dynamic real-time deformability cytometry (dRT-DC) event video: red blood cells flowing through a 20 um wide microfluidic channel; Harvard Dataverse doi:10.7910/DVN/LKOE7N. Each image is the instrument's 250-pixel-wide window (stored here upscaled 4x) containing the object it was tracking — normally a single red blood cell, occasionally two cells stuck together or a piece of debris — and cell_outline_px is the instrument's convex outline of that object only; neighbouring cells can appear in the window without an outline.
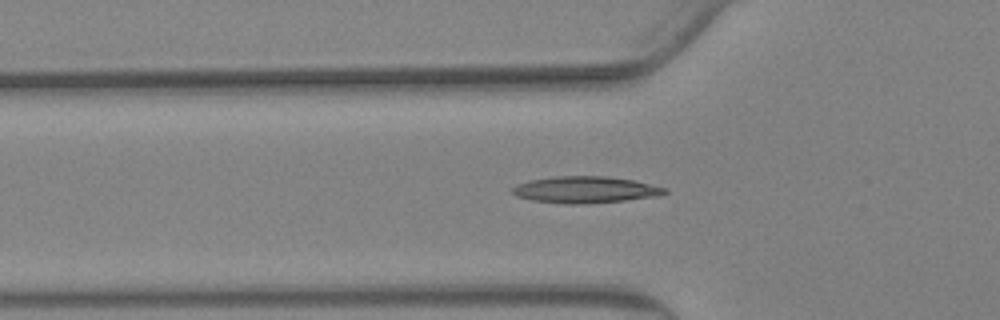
{"species": "Egyptian fruit bat (a non-hibernating species)", "species_latin": "Rousettus aegyptiacus", "temperature_condition": "warm", "stored_images_in_passage": 55, "camera_frame_rate_fps": 3000, "um_per_image_px": 0.085, "animal": {"sex": "female"}, "frame": {"image": 1, "passage_image": 19, "time_ms": 6.0, "image_size_px": [1000, 320], "cell_outline_px": [[668, 192], [656, 196], [624, 200], [584, 204], [564, 204], [532, 200], [516, 196], [512, 192], [512, 188], [516, 184], [528, 180], [556, 176], [608, 176], [632, 180], [668, 188]], "centroid_in_image_um": [49.72, 16.12], "position_along_channel_um": 76.1, "area_um2": 23.64}}
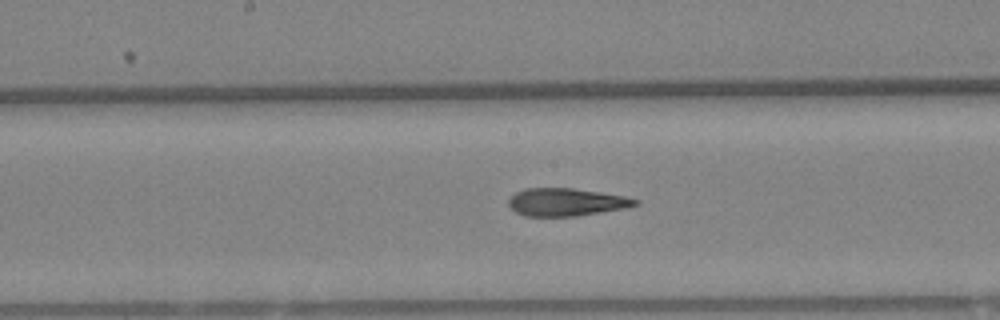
{"frame": {"image": 2, "passage_image": 29, "time_ms": 9.333, "image_size_px": [1000, 320], "cell_outline_px": [[640, 204], [624, 208], [576, 216], [524, 216], [516, 212], [508, 204], [508, 200], [516, 192], [524, 188], [572, 188], [600, 192], [624, 196], [640, 200]], "centroid_in_image_um": [48.13, 17.17], "position_along_channel_um": 200.1, "area_um2": 20.4}}
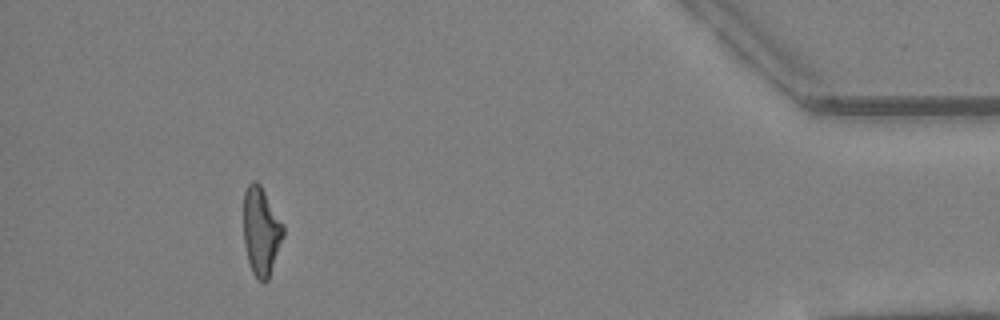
{"frame": {"image": 3, "passage_image": 51, "time_ms": 16.667, "image_size_px": [1000, 320], "cell_outline_px": [[284, 236], [268, 280], [256, 280], [252, 272], [248, 260], [244, 244], [244, 192], [248, 184], [252, 180], [256, 180], [260, 184], [284, 224]], "centroid_in_image_um": [22.2, 19.64], "position_along_channel_um": 413.0, "area_um2": 20.52}, "authors_computed_cell_mechanics": {"area_um2": 21.2126, "velocity_mm_per_s": 3.7192, "shape_relaxation_time_tau1_ms": null, "shape_relaxation_time_tau2_ms": 3.1296, "deformation_change_tau1": null, "deformation_change_tau2": 0.1366}}